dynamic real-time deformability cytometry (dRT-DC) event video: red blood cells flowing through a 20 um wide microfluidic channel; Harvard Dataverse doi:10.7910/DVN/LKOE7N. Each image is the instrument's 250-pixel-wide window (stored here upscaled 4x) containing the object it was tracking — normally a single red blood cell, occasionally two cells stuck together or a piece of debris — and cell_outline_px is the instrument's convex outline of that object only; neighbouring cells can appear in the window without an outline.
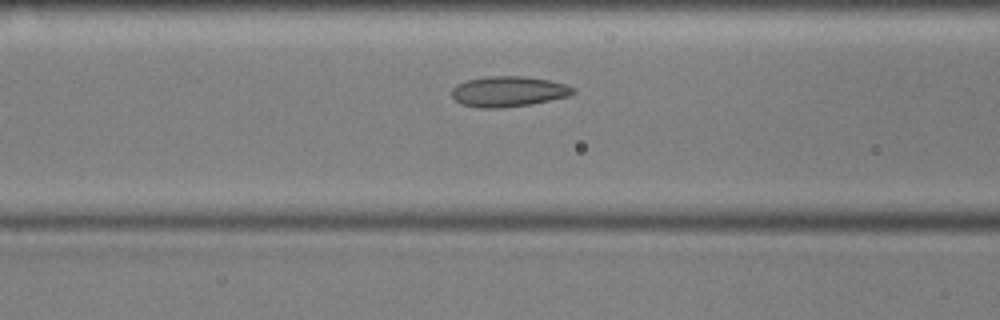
{"species": "common noctule bat (a hibernating species)", "species_latin": "Nyctalus noctula", "temperature_condition": "cold", "stored_images_in_passage": 39, "camera_frame_rate_fps": 3000, "um_per_image_px": 0.085, "animal": {"sex": "male", "body_mass_g": 17.9, "forearm_length_mm": 54.2}, "frame": {"image": 1, "passage_image": 5, "time_ms": 1.333, "image_size_px": [1000, 320], "cell_outline_px": [[576, 92], [572, 96], [532, 104], [500, 108], [480, 108], [460, 104], [452, 96], [452, 88], [456, 84], [468, 80], [488, 76], [524, 76], [548, 80], [568, 84]], "centroid_in_image_um": [43.24, 7.78], "position_along_channel_um": 123.4, "area_um2": 21.73}}
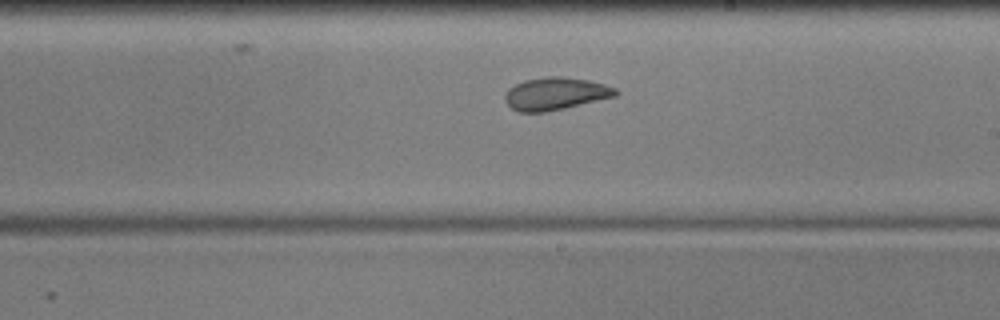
{"frame": {"image": 2, "passage_image": 15, "time_ms": 4.667, "image_size_px": [1000, 320], "cell_outline_px": [[620, 92], [616, 96], [564, 108], [544, 112], [520, 112], [512, 108], [504, 100], [504, 96], [508, 88], [524, 80], [548, 76], [560, 76], [588, 80], [604, 84], [616, 88]], "centroid_in_image_um": [47.21, 7.95], "position_along_channel_um": 241.8, "area_um2": 20.92}}
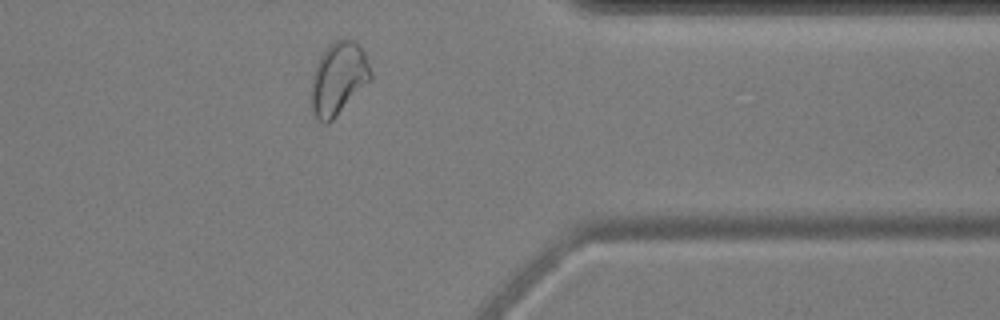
{"frame": {"image": 3, "passage_image": 28, "time_ms": 9.0, "image_size_px": [1000, 320], "cell_outline_px": [[372, 80], [328, 124], [324, 124], [312, 112], [308, 100], [308, 92], [312, 76], [316, 64], [320, 56], [336, 40], [344, 36], [356, 40], [360, 44], [364, 52], [372, 72]], "centroid_in_image_um": [28.75, 6.67], "position_along_channel_um": 382.7, "area_um2": 25.89}}